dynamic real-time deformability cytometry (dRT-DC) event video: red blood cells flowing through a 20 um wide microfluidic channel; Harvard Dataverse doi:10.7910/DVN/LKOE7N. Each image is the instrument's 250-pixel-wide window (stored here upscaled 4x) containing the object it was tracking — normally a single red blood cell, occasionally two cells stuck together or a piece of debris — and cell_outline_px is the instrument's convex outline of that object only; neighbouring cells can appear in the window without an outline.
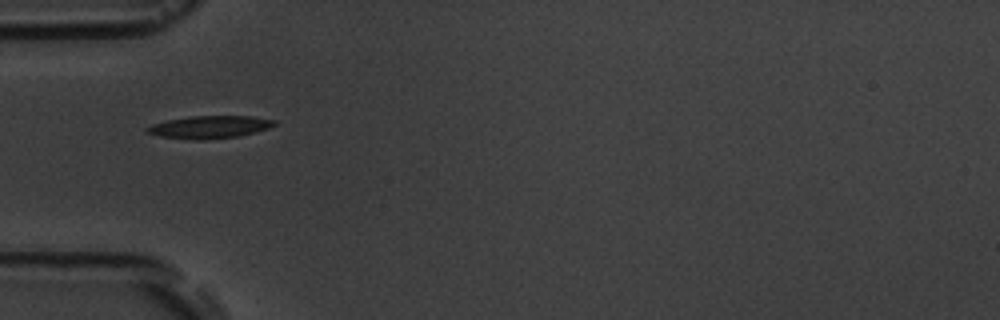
{"species": "common noctule bat (a hibernating species)", "species_latin": "Nyctalus noctula", "temperature_condition": "room temperature", "stored_images_in_passage": 4, "camera_frame_rate_fps": 3000, "um_per_image_px": 0.085, "animal": {"sex": "male", "body_mass_g": 19.5, "forearm_length_mm": 54.6}, "frame": {"image": 1, "passage_image": 1, "time_ms": 0.0, "image_size_px": [1000, 320], "cell_outline_px": [[276, 124], [268, 128], [256, 132], [240, 136], [204, 140], [196, 140], [160, 136], [148, 132], [144, 128], [152, 124], [168, 120], [192, 116], [252, 116], [276, 120]], "centroid_in_image_um": [17.84, 10.8], "position_along_channel_um": 67.2, "area_um2": 16.7}}
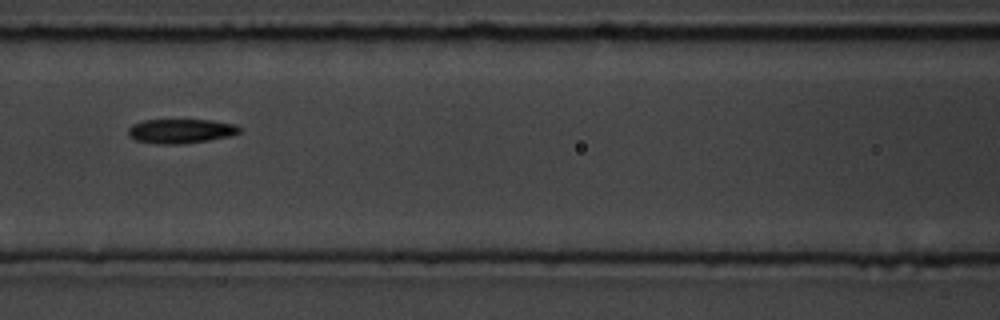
{"frame": {"image": 2, "passage_image": 3, "time_ms": 2.333, "image_size_px": [1000, 320], "cell_outline_px": [[240, 132], [232, 136], [208, 140], [180, 144], [160, 144], [136, 140], [128, 136], [128, 128], [132, 124], [144, 120], [212, 120], [236, 124], [240, 128]], "centroid_in_image_um": [15.37, 11.14], "position_along_channel_um": 151.2, "area_um2": 15.84}}
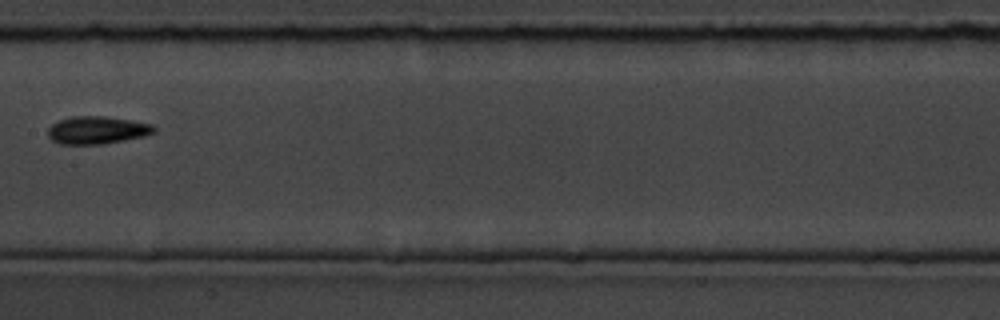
{"frame": {"image": 3, "passage_image": 4, "time_ms": 3.667, "image_size_px": [1000, 320], "cell_outline_px": [[156, 132], [144, 136], [104, 144], [60, 144], [52, 140], [48, 136], [48, 128], [56, 120], [72, 116], [104, 116], [152, 124], [156, 128]], "centroid_in_image_um": [8.22, 11.06], "position_along_channel_um": 199.2, "area_um2": 17.17}}